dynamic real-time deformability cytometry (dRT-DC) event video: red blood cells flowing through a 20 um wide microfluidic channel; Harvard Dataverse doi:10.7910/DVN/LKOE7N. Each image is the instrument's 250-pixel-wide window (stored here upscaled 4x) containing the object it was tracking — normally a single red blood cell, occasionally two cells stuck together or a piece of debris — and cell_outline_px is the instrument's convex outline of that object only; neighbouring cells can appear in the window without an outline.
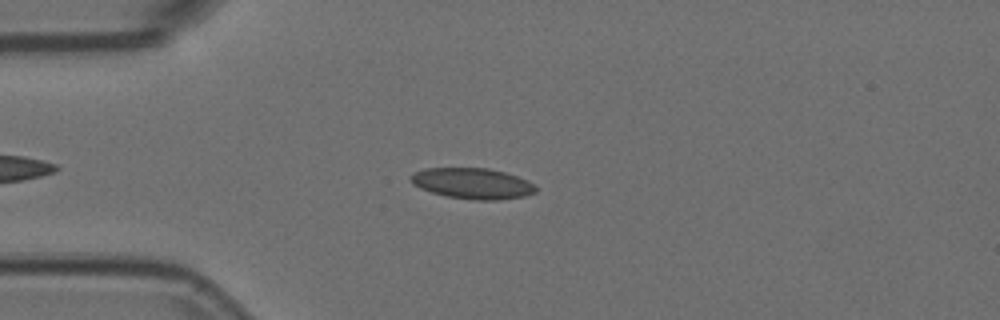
{"species": "Egyptian fruit bat (a non-hibernating species)", "species_latin": "Rousettus aegyptiacus", "temperature_condition": "room temperature", "stored_images_in_passage": 5, "camera_frame_rate_fps": 3000, "um_per_image_px": 0.085, "animal": {"sex": "female"}, "frame": {"image": 1, "passage_image": 3, "time_ms": 0.667, "image_size_px": [1000, 320], "cell_outline_px": [[536, 192], [524, 196], [500, 200], [472, 200], [444, 196], [420, 188], [412, 184], [408, 176], [412, 172], [424, 168], [488, 168], [504, 172], [528, 180], [536, 188]], "centroid_in_image_um": [40.11, 15.59], "position_along_channel_um": 44.9, "area_um2": 22.66}}
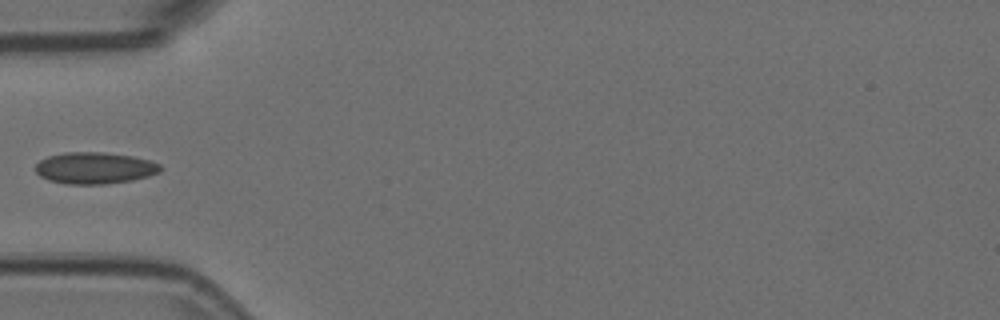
{"frame": {"image": 2, "passage_image": 4, "time_ms": 1.0, "image_size_px": [1000, 320], "cell_outline_px": [[164, 168], [160, 172], [148, 176], [132, 180], [104, 184], [64, 184], [48, 180], [40, 176], [36, 172], [36, 164], [40, 160], [48, 156], [64, 152], [104, 152], [132, 156], [148, 160], [160, 164]], "centroid_in_image_um": [8.05, 14.28], "position_along_channel_um": 77.0, "area_um2": 23.12}}
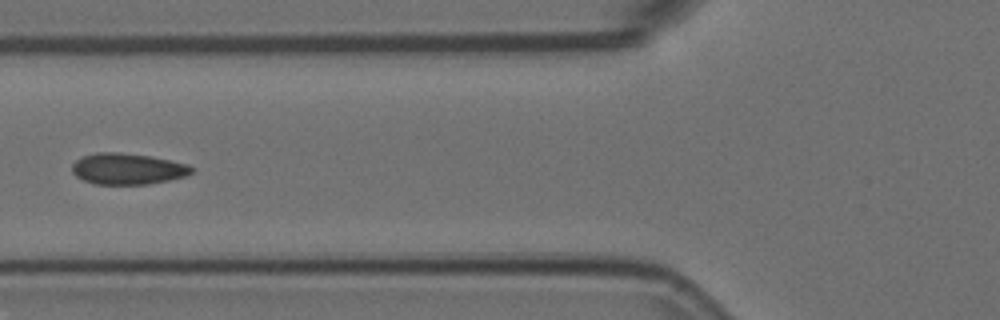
{"frame": {"image": 3, "passage_image": 5, "time_ms": 1.333, "image_size_px": [1000, 320], "cell_outline_px": [[196, 168], [192, 172], [184, 176], [168, 180], [148, 184], [96, 184], [84, 180], [76, 176], [72, 172], [72, 164], [80, 156], [96, 152], [120, 152], [148, 156], [188, 164]], "centroid_in_image_um": [10.82, 14.34], "position_along_channel_um": 115.0, "area_um2": 21.68}}